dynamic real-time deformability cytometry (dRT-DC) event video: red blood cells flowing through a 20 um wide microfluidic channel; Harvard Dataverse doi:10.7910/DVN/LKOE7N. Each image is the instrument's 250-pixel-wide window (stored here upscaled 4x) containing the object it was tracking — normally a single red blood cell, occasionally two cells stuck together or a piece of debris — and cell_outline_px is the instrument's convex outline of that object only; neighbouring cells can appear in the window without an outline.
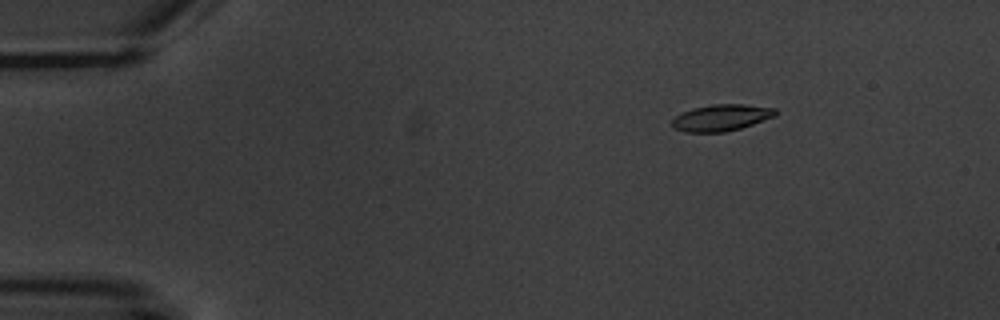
{"species": "common noctule bat (a hibernating species)", "species_latin": "Nyctalus noctula", "temperature_condition": "warm", "stored_images_in_passage": 6, "camera_frame_rate_fps": 3000, "um_per_image_px": 0.085, "animal": {"sex": "male", "body_mass_g": 20.1, "forearm_length_mm": 53.5}, "frame": {"image": 1, "passage_image": 3, "time_ms": 2.333, "image_size_px": [1000, 320], "cell_outline_px": [[776, 116], [740, 128], [724, 132], [684, 132], [672, 128], [672, 120], [676, 116], [692, 108], [712, 104], [744, 104], [776, 108]], "centroid_in_image_um": [61.3, 10.0], "position_along_channel_um": 23.7, "area_um2": 15.95}}
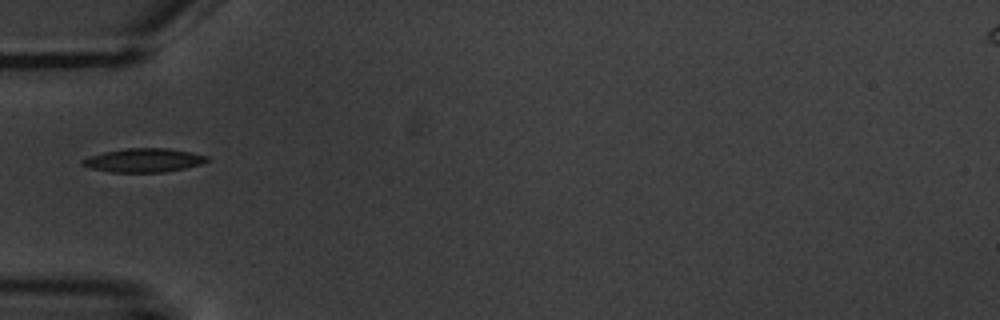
{"frame": {"image": 2, "passage_image": 6, "time_ms": 6.0, "image_size_px": [1000, 320], "cell_outline_px": [[208, 160], [200, 164], [184, 168], [164, 172], [112, 172], [92, 168], [80, 164], [80, 160], [104, 152], [124, 148], [168, 148], [192, 152], [208, 156]], "centroid_in_image_um": [12.22, 13.61], "position_along_channel_um": 72.8, "area_um2": 17.11}}